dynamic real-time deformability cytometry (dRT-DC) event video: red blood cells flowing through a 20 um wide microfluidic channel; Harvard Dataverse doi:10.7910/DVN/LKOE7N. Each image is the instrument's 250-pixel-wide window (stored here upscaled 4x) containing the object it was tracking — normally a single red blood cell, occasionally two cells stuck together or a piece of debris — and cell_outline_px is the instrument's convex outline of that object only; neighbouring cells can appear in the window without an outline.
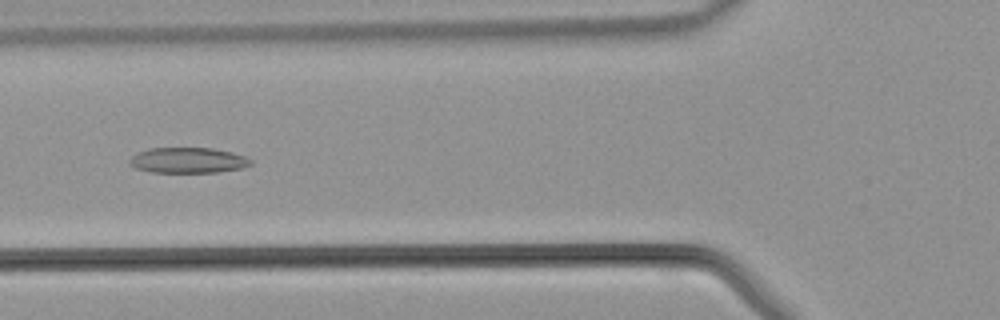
{"species": "common noctule bat (a hibernating species)", "species_latin": "Nyctalus noctula", "temperature_condition": "warm", "stored_images_in_passage": 40, "camera_frame_rate_fps": 3000, "um_per_image_px": 0.085, "animal": {"sex": "male", "body_mass_g": 21.5, "forearm_length_mm": 52.0}, "frame": {"image": 1, "passage_image": 12, "time_ms": 3.667, "image_size_px": [1000, 320], "cell_outline_px": [[252, 164], [244, 168], [220, 172], [152, 172], [136, 168], [128, 164], [128, 160], [132, 156], [148, 148], [212, 148], [232, 152], [244, 156], [252, 160]], "centroid_in_image_um": [16.0, 13.63], "position_along_channel_um": 109.8, "area_um2": 18.09}}
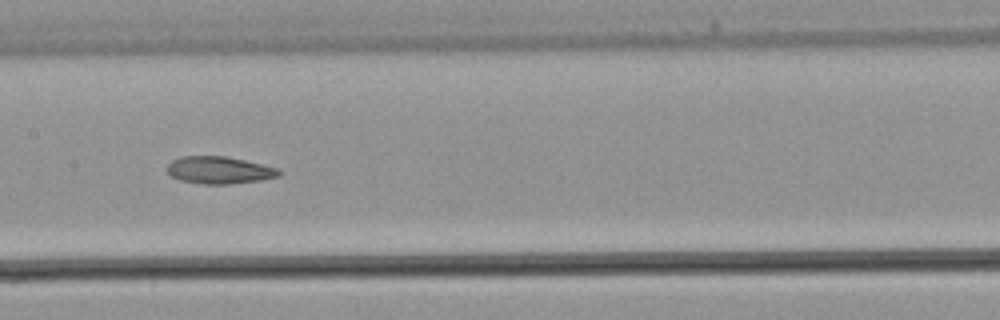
{"frame": {"image": 2, "passage_image": 17, "time_ms": 5.333, "image_size_px": [1000, 320], "cell_outline_px": [[280, 176], [260, 180], [228, 184], [204, 184], [180, 180], [172, 176], [168, 172], [168, 164], [172, 160], [180, 156], [224, 156], [244, 160], [276, 168], [280, 172]], "centroid_in_image_um": [18.6, 14.46], "position_along_channel_um": 188.8, "area_um2": 17.51}}
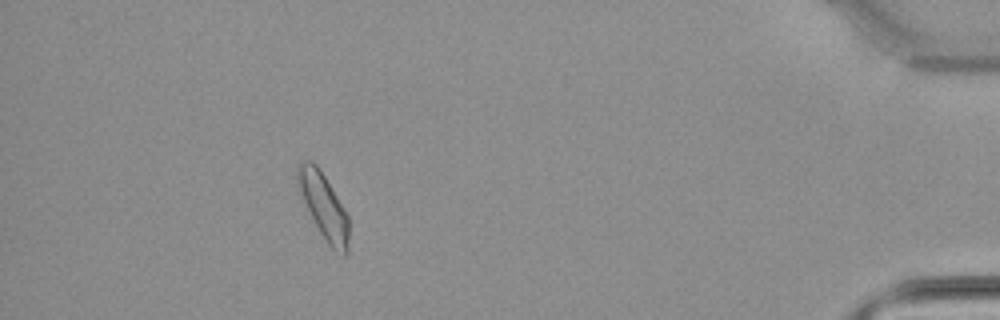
{"frame": {"image": 3, "passage_image": 35, "time_ms": 11.333, "image_size_px": [1000, 320], "cell_outline_px": [[348, 252], [344, 256], [332, 248], [328, 244], [320, 232], [300, 192], [296, 180], [296, 168], [300, 160], [312, 160], [320, 168], [348, 216]], "centroid_in_image_um": [27.49, 17.46], "position_along_channel_um": 407.7, "area_um2": 19.13}}